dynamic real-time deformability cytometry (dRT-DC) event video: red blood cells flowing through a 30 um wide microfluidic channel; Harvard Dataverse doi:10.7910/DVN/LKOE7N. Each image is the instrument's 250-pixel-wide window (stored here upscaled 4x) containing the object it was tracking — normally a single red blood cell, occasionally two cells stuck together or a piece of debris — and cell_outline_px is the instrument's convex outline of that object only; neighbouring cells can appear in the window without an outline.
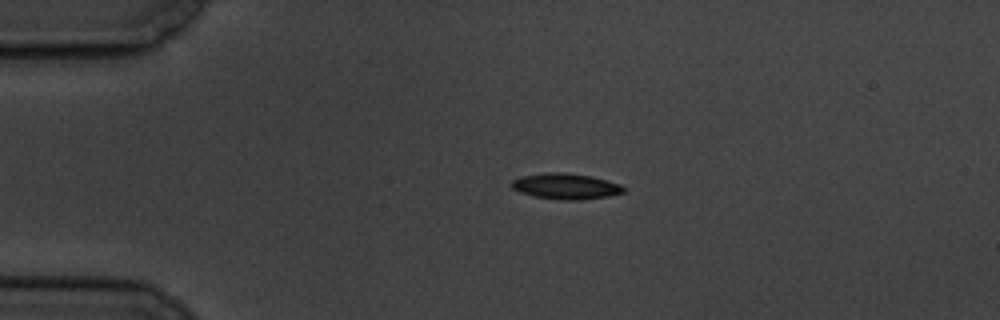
{"species": "common noctule bat (a hibernating species)", "species_latin": "Nyctalus noctula", "temperature_condition": "cold", "stored_images_in_passage": 4, "camera_frame_rate_fps": 3000, "um_per_image_px": 0.085, "animal": {"sex": "male", "body_mass_g": 19.5, "forearm_length_mm": 54.6}, "frame": {"image": 1, "passage_image": 3, "time_ms": 2.0, "image_size_px": [1000, 320], "cell_outline_px": [[624, 192], [608, 196], [580, 200], [560, 200], [532, 196], [520, 192], [512, 188], [508, 184], [512, 180], [520, 176], [552, 172], [564, 172], [592, 176], [620, 184], [624, 188]], "centroid_in_image_um": [48.04, 15.83], "position_along_channel_um": 37.0, "area_um2": 16.94}}